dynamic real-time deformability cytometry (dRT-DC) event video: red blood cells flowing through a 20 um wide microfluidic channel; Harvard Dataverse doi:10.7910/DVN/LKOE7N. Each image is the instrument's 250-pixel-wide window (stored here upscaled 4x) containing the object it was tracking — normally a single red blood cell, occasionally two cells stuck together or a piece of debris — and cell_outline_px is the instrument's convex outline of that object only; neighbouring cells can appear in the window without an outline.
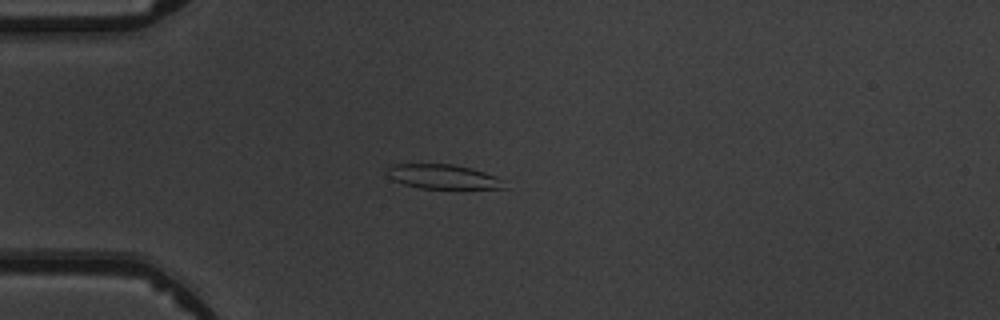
{"species": "common noctule bat (a hibernating species)", "species_latin": "Nyctalus noctula", "temperature_condition": "warm", "stored_images_in_passage": 2, "camera_frame_rate_fps": 3000, "um_per_image_px": 0.085, "animal": {"sex": "male", "body_mass_g": 19.5, "forearm_length_mm": 54.6}, "frame": {"image": 1, "passage_image": 2, "time_ms": 1.333, "image_size_px": [1000, 320], "cell_outline_px": [[508, 188], [420, 188], [404, 184], [392, 180], [384, 172], [384, 168], [388, 164], [452, 164], [472, 168], [496, 176]], "centroid_in_image_um": [37.55, 15.0], "position_along_channel_um": 47.5, "area_um2": 16.76}}